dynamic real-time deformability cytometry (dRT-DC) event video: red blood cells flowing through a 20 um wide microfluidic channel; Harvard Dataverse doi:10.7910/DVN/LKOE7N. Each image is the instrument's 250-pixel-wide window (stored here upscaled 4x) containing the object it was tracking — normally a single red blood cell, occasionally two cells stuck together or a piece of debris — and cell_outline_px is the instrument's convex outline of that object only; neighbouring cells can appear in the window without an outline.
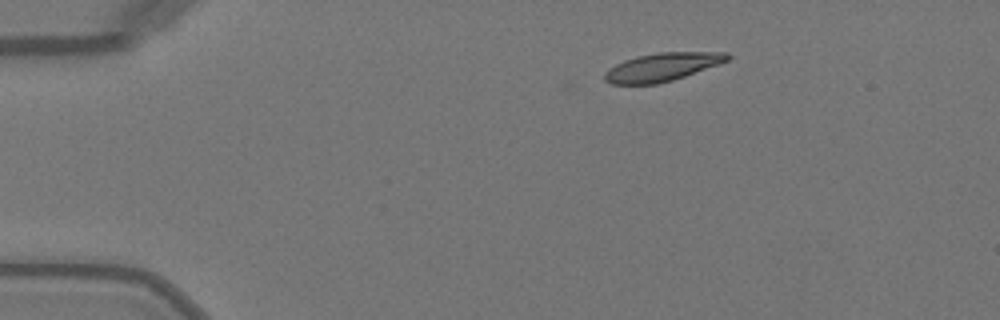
{"species": "Egyptian fruit bat (a non-hibernating species)", "species_latin": "Rousettus aegyptiacus", "temperature_condition": "warm", "stored_images_in_passage": 3, "camera_frame_rate_fps": 3000, "um_per_image_px": 0.085, "animal": {"sex": "female"}, "frame": {"image": 1, "passage_image": 1, "time_ms": 0.0, "image_size_px": [1000, 320], "cell_outline_px": [[732, 56], [728, 60], [684, 76], [672, 80], [656, 84], [612, 84], [604, 80], [604, 72], [608, 68], [624, 60], [636, 56], [660, 52], [728, 52]], "centroid_in_image_um": [56.25, 5.69], "position_along_channel_um": 28.8, "area_um2": 20.06}}